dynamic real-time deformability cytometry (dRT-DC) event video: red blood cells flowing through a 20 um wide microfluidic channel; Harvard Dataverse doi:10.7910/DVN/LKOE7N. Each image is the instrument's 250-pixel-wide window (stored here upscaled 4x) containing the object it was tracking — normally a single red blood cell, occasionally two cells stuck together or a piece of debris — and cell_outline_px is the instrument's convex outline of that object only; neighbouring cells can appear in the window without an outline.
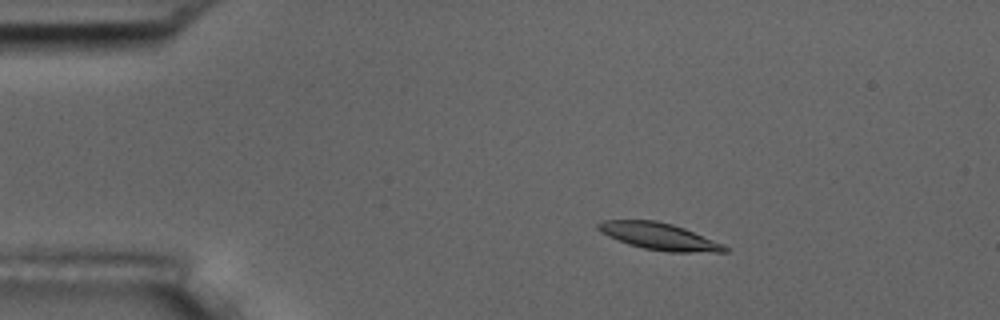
{"species": "common noctule bat (a hibernating species)", "species_latin": "Nyctalus noctula", "temperature_condition": "room temperature", "stored_images_in_passage": 56, "camera_frame_rate_fps": 3000, "um_per_image_px": 0.085, "animal": {"sex": "male", "body_mass_g": 17.5, "forearm_length_mm": 52.3}, "frame": {"image": 1, "passage_image": 10, "time_ms": 3.0, "image_size_px": [1000, 320], "cell_outline_px": [[728, 252], [668, 252], [644, 248], [628, 244], [600, 232], [596, 228], [596, 224], [604, 220], [656, 220], [672, 224], [684, 228], [724, 244], [728, 248]], "centroid_in_image_um": [56.03, 20.09], "position_along_channel_um": 29.0, "area_um2": 19.77}}
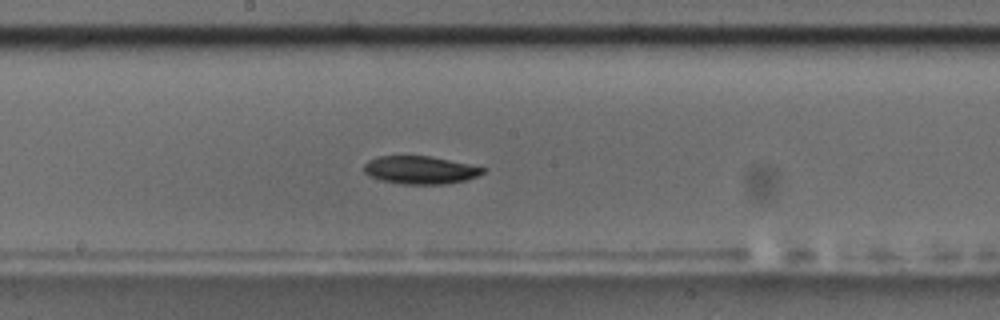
{"frame": {"image": 2, "passage_image": 30, "time_ms": 9.667, "image_size_px": [1000, 320], "cell_outline_px": [[488, 168], [484, 172], [476, 176], [464, 180], [444, 184], [404, 184], [380, 180], [364, 172], [364, 164], [368, 160], [376, 156], [432, 156]], "centroid_in_image_um": [35.72, 14.44], "position_along_channel_um": 212.5, "area_um2": 19.31}}
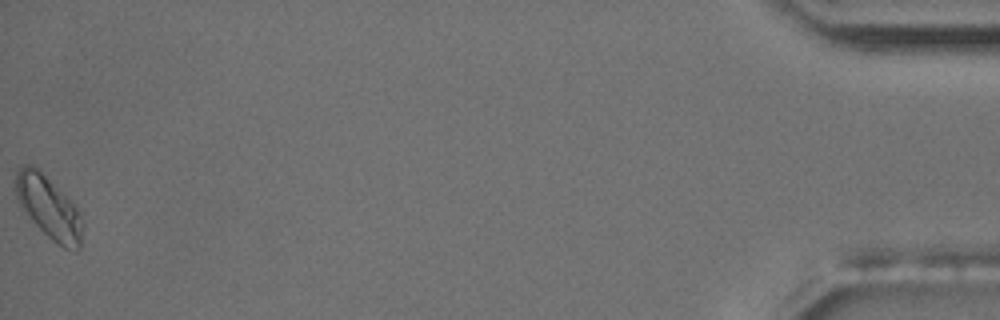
{"frame": {"image": 3, "passage_image": 56, "time_ms": 18.333, "image_size_px": [1000, 320], "cell_outline_px": [[84, 224], [80, 248], [76, 252], [64, 248], [52, 240], [20, 208], [16, 200], [16, 168], [24, 164], [32, 164], [68, 196], [76, 204], [80, 212]], "centroid_in_image_um": [4.17, 17.63], "position_along_channel_um": 431.0, "area_um2": 24.8}, "authors_computed_cell_mechanics": {"area_um2": 19.5364, "velocity_mm_per_s": 3.6379, "shape_relaxation_time_tau1_ms": 3.2111, "shape_relaxation_time_tau2_ms": null, "deformation_change_tau1": 0.0856, "deformation_change_tau2": null}}